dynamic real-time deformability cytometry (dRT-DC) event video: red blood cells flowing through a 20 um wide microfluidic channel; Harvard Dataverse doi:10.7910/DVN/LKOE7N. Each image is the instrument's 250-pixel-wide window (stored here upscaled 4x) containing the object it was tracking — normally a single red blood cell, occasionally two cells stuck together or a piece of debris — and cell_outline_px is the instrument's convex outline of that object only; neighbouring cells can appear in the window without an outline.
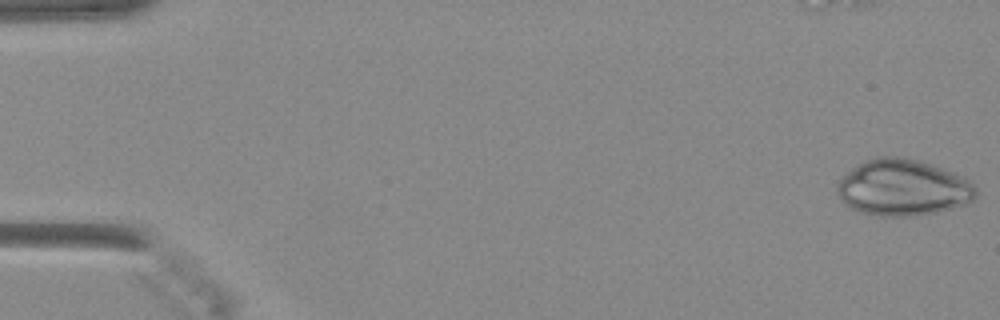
{"species": "Egyptian fruit bat (a non-hibernating species)", "species_latin": "Rousettus aegyptiacus", "temperature_condition": "warm", "stored_images_in_passage": 48, "camera_frame_rate_fps": 3000, "um_per_image_px": 0.085, "animal": {"sex": "female"}, "frame": {"image": 1, "passage_image": 1, "time_ms": 0.0, "image_size_px": [1000, 320], "cell_outline_px": [[976, 196], [972, 200], [964, 204], [952, 208], [936, 212], [908, 216], [880, 216], [860, 212], [852, 208], [840, 196], [836, 188], [840, 180], [852, 168], [864, 160], [876, 156], [900, 156], [920, 160], [956, 172], [964, 176], [976, 188]], "centroid_in_image_um": [76.78, 15.92], "position_along_channel_um": 8.2, "area_um2": 45.43}}
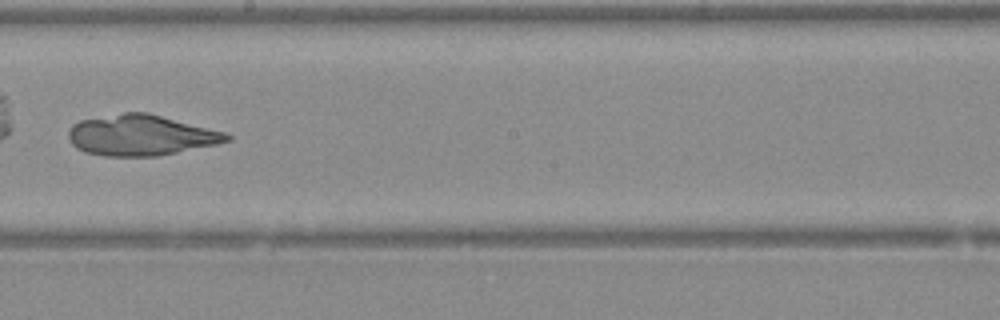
{"frame": {"image": 2, "passage_image": 28, "time_ms": 9.0, "image_size_px": [1000, 320], "cell_outline_px": [[232, 140], [216, 144], [156, 156], [104, 156], [84, 152], [76, 148], [68, 140], [68, 132], [72, 124], [80, 120], [124, 112], [148, 112], [224, 132], [232, 136]], "centroid_in_image_um": [11.93, 11.49], "position_along_channel_um": 236.3, "area_um2": 37.51}}